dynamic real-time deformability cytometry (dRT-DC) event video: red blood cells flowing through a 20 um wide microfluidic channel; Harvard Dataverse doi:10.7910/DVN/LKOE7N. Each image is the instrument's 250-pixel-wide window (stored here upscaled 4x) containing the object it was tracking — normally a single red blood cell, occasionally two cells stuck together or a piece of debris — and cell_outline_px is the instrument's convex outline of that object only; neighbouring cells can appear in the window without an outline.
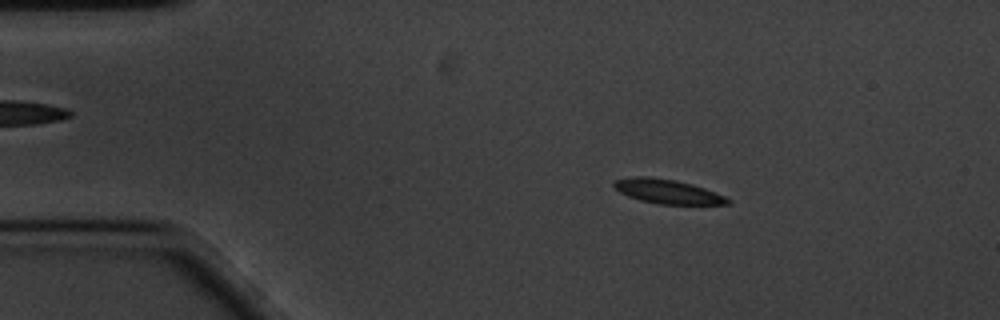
{"species": "common noctule bat (a hibernating species)", "species_latin": "Nyctalus noctula", "temperature_condition": "cold", "stored_images_in_passage": 58, "camera_frame_rate_fps": 3000, "um_per_image_px": 0.085, "animal": {"sex": "male", "body_mass_g": 20.1, "forearm_length_mm": 53.5}, "frame": {"image": 1, "passage_image": 9, "time_ms": 2.667, "image_size_px": [1000, 320], "cell_outline_px": [[732, 204], [660, 204], [640, 200], [628, 196], [620, 192], [612, 184], [616, 180], [636, 176], [648, 176], [676, 180], [692, 184], [704, 188], [724, 196], [732, 200]], "centroid_in_image_um": [56.76, 16.27], "position_along_channel_um": 28.2, "area_um2": 15.95}}
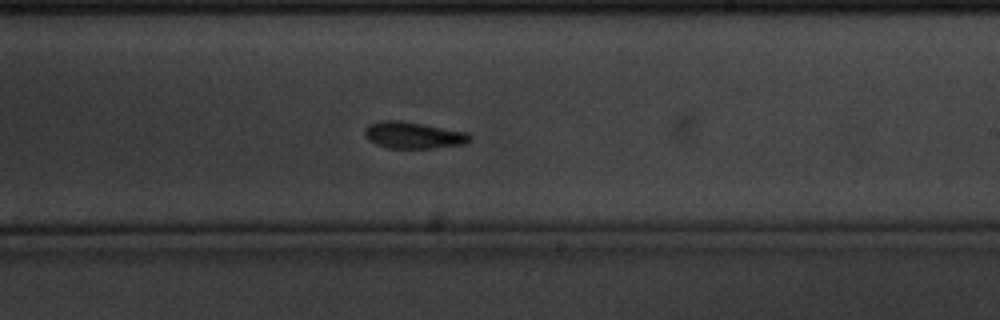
{"frame": {"image": 2, "passage_image": 34, "time_ms": 11.0, "image_size_px": [1000, 320], "cell_outline_px": [[472, 136], [468, 144], [432, 148], [388, 148], [376, 144], [368, 140], [364, 136], [364, 128], [368, 124], [380, 120], [400, 120], [468, 132]], "centroid_in_image_um": [35.13, 11.49], "position_along_channel_um": 253.9, "area_um2": 16.59}}
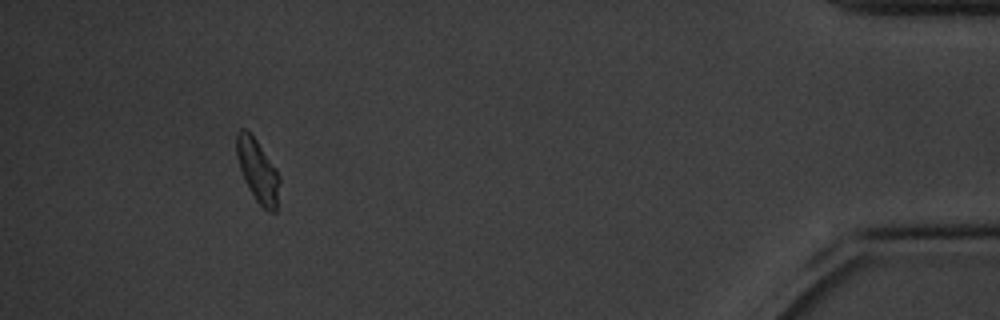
{"frame": {"image": 3, "passage_image": 54, "time_ms": 17.667, "image_size_px": [1000, 320], "cell_outline_px": [[280, 180], [276, 212], [268, 212], [256, 200], [244, 180], [240, 168], [236, 152], [236, 132], [240, 128], [244, 128], [256, 140], [276, 168], [280, 176]], "centroid_in_image_um": [21.91, 14.51], "position_along_channel_um": 413.3, "area_um2": 15.61}, "authors_computed_cell_mechanics": {"area_um2": 15.9239, "velocity_mm_per_s": 3.3464, "shape_relaxation_time_tau1_ms": 2.513, "shape_relaxation_time_tau2_ms": 2.9162, "deformation_change_tau1": 0.1281, "deformation_change_tau2": 0.1014}}